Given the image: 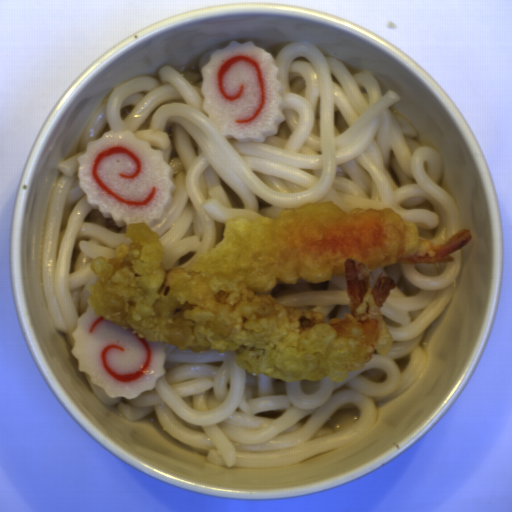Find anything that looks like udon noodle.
I'll list each match as a JSON object with an SVG mask.
<instances>
[{"instance_id": "udon-noodle-1", "label": "udon noodle", "mask_w": 512, "mask_h": 512, "mask_svg": "<svg viewBox=\"0 0 512 512\" xmlns=\"http://www.w3.org/2000/svg\"><path fill=\"white\" fill-rule=\"evenodd\" d=\"M222 48L190 69L164 65L154 76L118 86L89 117L74 154L57 166L41 250L44 296L73 347L98 278L91 266L114 256L126 240V228L87 204L77 183L87 141L105 132H132L171 167L172 203L152 227L169 269L217 245L227 221L275 218L314 203L346 212L388 209L415 221L419 234L435 242L462 230L458 203L445 187L443 156L418 143L402 116L400 94L386 90L372 70L353 71L315 42L290 41L273 58L283 124L262 142L239 143L202 111L201 72Z\"/></svg>"}, {"instance_id": "udon-noodle-2", "label": "udon noodle", "mask_w": 512, "mask_h": 512, "mask_svg": "<svg viewBox=\"0 0 512 512\" xmlns=\"http://www.w3.org/2000/svg\"><path fill=\"white\" fill-rule=\"evenodd\" d=\"M464 257L450 264H400L377 269L395 286L381 310L393 337L358 371L337 383L271 380L248 374L234 353L191 352L164 344V373L155 388L133 399L108 398L104 387L83 376L97 400L126 421L154 415L173 442L205 451L214 466L268 468L294 465L345 447L377 419V406L414 386L424 363V340L451 304Z\"/></svg>"}, {"instance_id": "udon-noodle-3", "label": "udon noodle", "mask_w": 512, "mask_h": 512, "mask_svg": "<svg viewBox=\"0 0 512 512\" xmlns=\"http://www.w3.org/2000/svg\"><path fill=\"white\" fill-rule=\"evenodd\" d=\"M270 295L285 308L318 311L326 322L350 311L346 277L341 274H331L327 280L317 283H283Z\"/></svg>"}]
</instances>
